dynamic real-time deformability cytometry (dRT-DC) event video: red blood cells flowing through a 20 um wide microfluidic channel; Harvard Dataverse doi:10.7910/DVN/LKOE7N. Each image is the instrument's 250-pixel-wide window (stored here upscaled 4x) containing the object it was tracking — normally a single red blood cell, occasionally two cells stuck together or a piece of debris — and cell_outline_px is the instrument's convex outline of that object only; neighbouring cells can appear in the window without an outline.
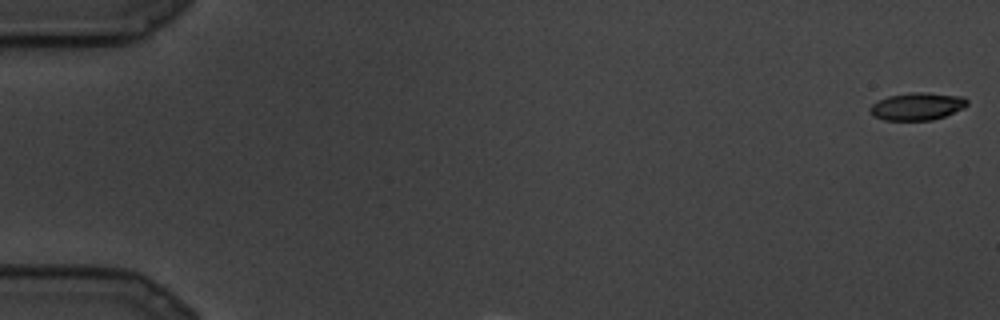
{"species": "common noctule bat (a hibernating species)", "species_latin": "Nyctalus noctula", "temperature_condition": "cold", "stored_images_in_passage": 6, "camera_frame_rate_fps": 3000, "um_per_image_px": 0.085, "animal": {"sex": "male", "body_mass_g": 19.5, "forearm_length_mm": 54.6}, "frame": {"image": 1, "passage_image": 1, "time_ms": 0.0, "image_size_px": [1000, 320], "cell_outline_px": [[968, 104], [964, 108], [944, 116], [932, 120], [884, 120], [872, 116], [868, 108], [872, 104], [888, 96], [908, 92], [924, 92], [964, 96], [968, 100]], "centroid_in_image_um": [77.96, 9.03], "position_along_channel_um": 7.0, "area_um2": 15.72}}
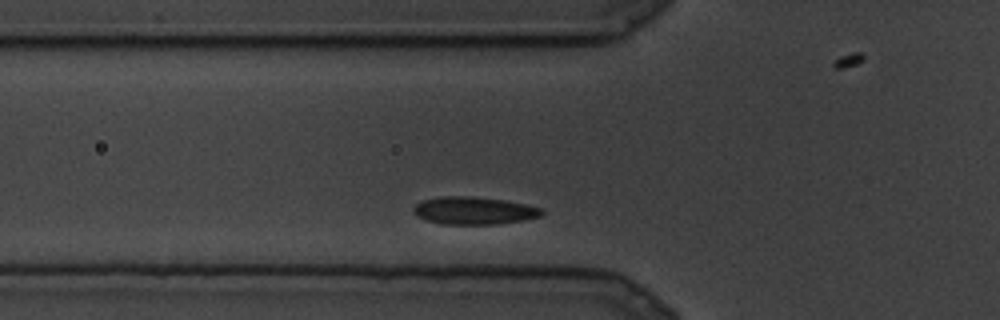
{"frame": {"image": 2, "passage_image": 5, "time_ms": 1.333, "image_size_px": [1000, 320], "cell_outline_px": [[544, 212], [540, 216], [524, 220], [500, 224], [440, 224], [428, 220], [420, 216], [412, 208], [416, 204], [424, 200], [444, 196], [468, 196], [504, 200], [524, 204], [540, 208]], "centroid_in_image_um": [40.31, 17.91], "position_along_channel_um": 85.5, "area_um2": 20.29}}